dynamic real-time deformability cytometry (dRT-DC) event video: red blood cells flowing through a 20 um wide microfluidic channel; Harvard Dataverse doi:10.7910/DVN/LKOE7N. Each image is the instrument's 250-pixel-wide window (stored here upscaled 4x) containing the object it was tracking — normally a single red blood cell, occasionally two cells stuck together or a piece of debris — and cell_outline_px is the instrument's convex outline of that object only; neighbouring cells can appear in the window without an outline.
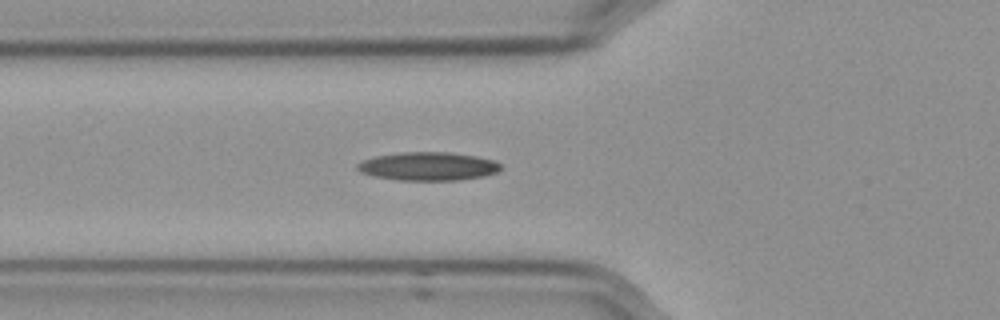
{"species": "Egyptian fruit bat (a non-hibernating species)", "species_latin": "Rousettus aegyptiacus", "temperature_condition": "cold", "stored_images_in_passage": 38, "camera_frame_rate_fps": 3000, "um_per_image_px": 0.085, "frame": {"image": 1, "passage_image": 2, "time_ms": 0.333, "image_size_px": [1000, 320], "cell_outline_px": [[504, 168], [500, 172], [484, 176], [460, 180], [400, 180], [372, 176], [360, 172], [356, 168], [356, 164], [364, 160], [376, 156], [400, 152], [444, 152], [476, 156], [492, 160], [500, 164]], "centroid_in_image_um": [36.41, 14.14], "position_along_channel_um": 89.4, "area_um2": 23.81}}
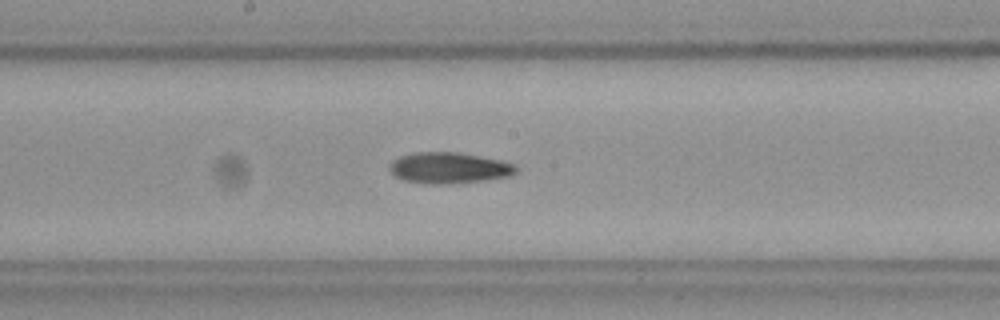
{"frame": {"image": 2, "passage_image": 12, "time_ms": 3.667, "image_size_px": [1000, 320], "cell_outline_px": [[516, 172], [512, 176], [484, 180], [448, 184], [428, 184], [404, 180], [396, 176], [388, 168], [392, 160], [400, 156], [416, 152], [456, 152], [500, 160], [512, 164], [516, 168]], "centroid_in_image_um": [38.14, 14.27], "position_along_channel_um": 210.1, "area_um2": 22.72}}
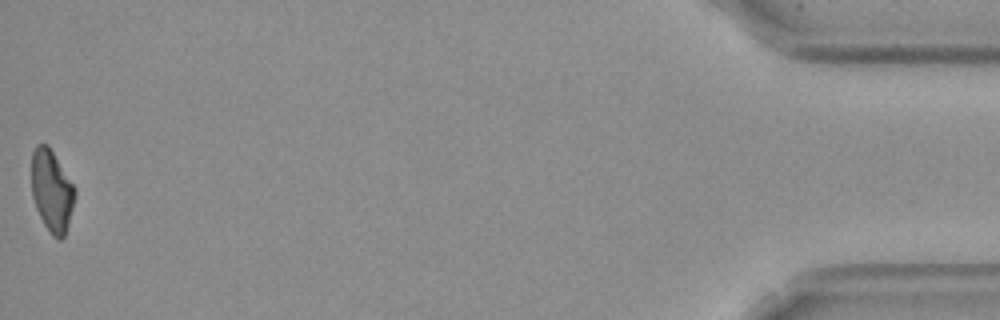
{"frame": {"image": 3, "passage_image": 38, "time_ms": 12.333, "image_size_px": [1000, 320], "cell_outline_px": [[76, 196], [64, 236], [60, 240], [52, 236], [44, 224], [36, 208], [32, 196], [32, 152], [36, 144], [48, 144], [76, 188]], "centroid_in_image_um": [4.4, 16.2], "position_along_channel_um": 430.8, "area_um2": 20.63}}